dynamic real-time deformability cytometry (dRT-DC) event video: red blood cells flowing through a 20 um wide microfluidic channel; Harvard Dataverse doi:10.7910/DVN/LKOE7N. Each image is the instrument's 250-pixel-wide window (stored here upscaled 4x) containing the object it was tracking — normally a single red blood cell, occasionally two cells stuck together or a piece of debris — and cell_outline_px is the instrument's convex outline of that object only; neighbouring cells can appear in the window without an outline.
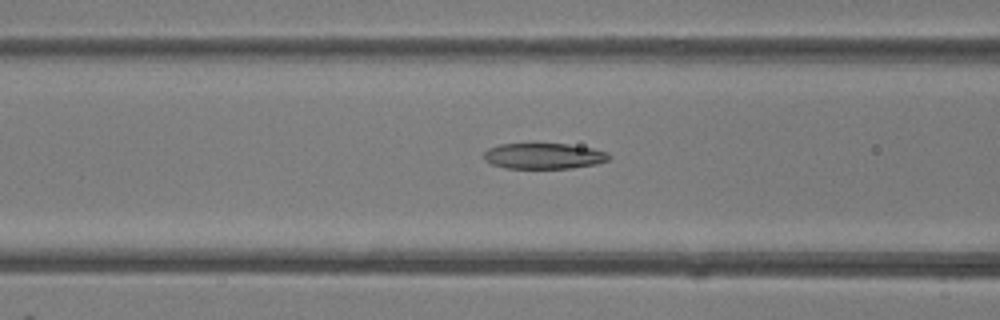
{"species": "common noctule bat (a hibernating species)", "species_latin": "Nyctalus noctula", "temperature_condition": "room temperature", "stored_images_in_passage": 42, "camera_frame_rate_fps": 3000, "um_per_image_px": 0.085, "animal": {"sex": "female"}, "frame": {"image": 1, "passage_image": 17, "time_ms": 5.333, "image_size_px": [1000, 320], "cell_outline_px": [[612, 156], [608, 160], [596, 164], [572, 168], [504, 168], [492, 164], [484, 160], [484, 152], [488, 148], [500, 144], [568, 144], [592, 148], [608, 152]], "centroid_in_image_um": [46.23, 13.26], "position_along_channel_um": 120.4, "area_um2": 18.84}}
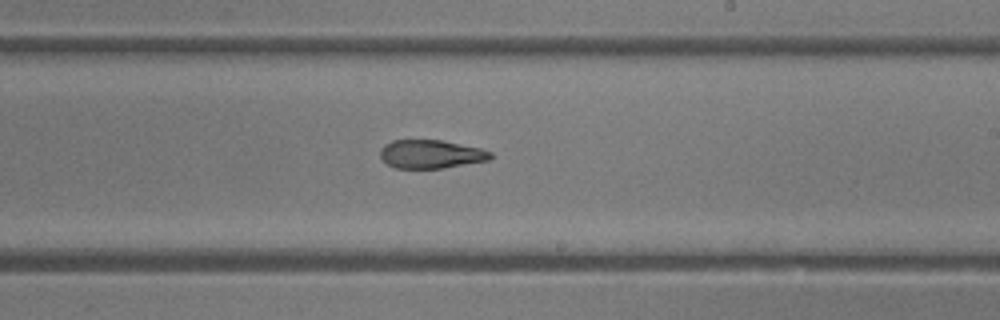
{"frame": {"image": 2, "passage_image": 25, "time_ms": 8.0, "image_size_px": [1000, 320], "cell_outline_px": [[492, 156], [488, 160], [444, 168], [396, 168], [388, 164], [380, 156], [380, 148], [384, 144], [392, 140], [440, 140], [480, 148], [492, 152]], "centroid_in_image_um": [36.6, 13.1], "position_along_channel_um": 252.4, "area_um2": 18.21}}
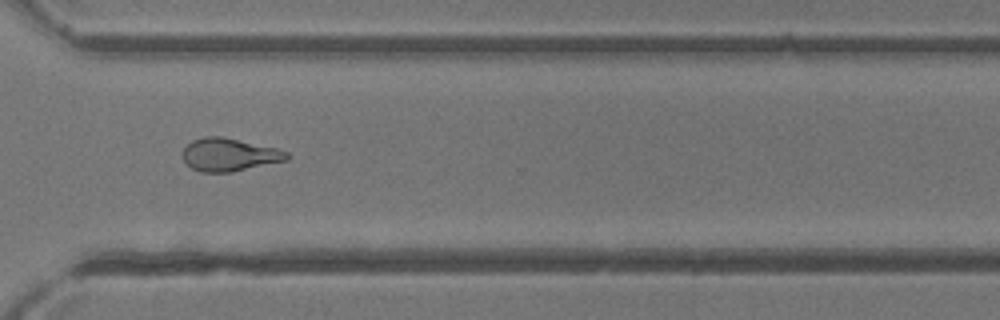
{"frame": {"image": 3, "passage_image": 31, "time_ms": 10.0, "image_size_px": [1000, 320], "cell_outline_px": [[288, 160], [232, 172], [200, 172], [192, 168], [184, 160], [184, 148], [192, 140], [204, 136], [220, 136], [276, 148], [288, 152]], "centroid_in_image_um": [19.49, 13.15], "position_along_channel_um": 351.1, "area_um2": 19.77}}